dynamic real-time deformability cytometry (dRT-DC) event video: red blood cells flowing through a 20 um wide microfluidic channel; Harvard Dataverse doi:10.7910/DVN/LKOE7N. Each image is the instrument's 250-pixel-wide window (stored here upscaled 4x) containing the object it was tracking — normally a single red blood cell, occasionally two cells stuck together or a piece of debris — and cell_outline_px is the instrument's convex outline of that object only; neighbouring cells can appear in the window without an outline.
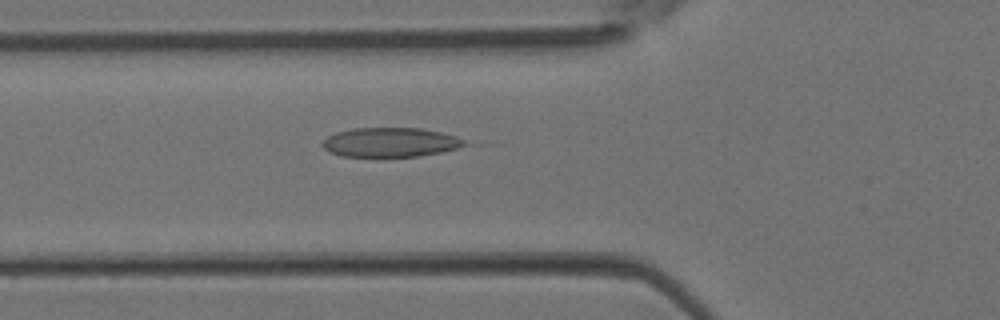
{"species": "Egyptian fruit bat (a non-hibernating species)", "species_latin": "Rousettus aegyptiacus", "temperature_condition": "room temperature", "stored_images_in_passage": 39, "camera_frame_rate_fps": 3000, "um_per_image_px": 0.085, "animal": {"sex": "female"}, "frame": {"image": 1, "passage_image": 12, "time_ms": 3.667, "image_size_px": [1000, 320], "cell_outline_px": [[464, 144], [456, 148], [440, 152], [416, 156], [380, 160], [340, 156], [328, 152], [320, 144], [328, 136], [336, 132], [352, 128], [420, 128], [440, 132], [456, 136], [464, 140]], "centroid_in_image_um": [33.06, 12.14], "position_along_channel_um": 92.7, "area_um2": 25.14}}
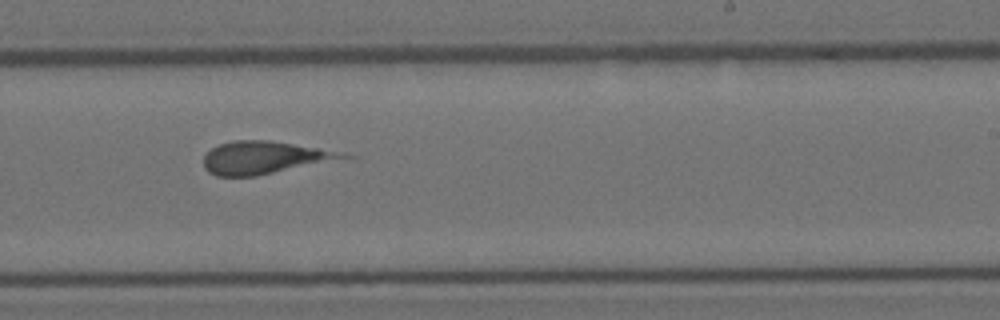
{"frame": {"image": 2, "passage_image": 23, "time_ms": 7.333, "image_size_px": [1000, 320], "cell_outline_px": [[356, 156], [256, 176], [216, 176], [208, 172], [204, 168], [204, 156], [212, 148], [220, 144], [232, 140], [268, 140], [320, 148], [344, 152]], "centroid_in_image_um": [22.46, 13.39], "position_along_channel_um": 266.5, "area_um2": 26.36}}
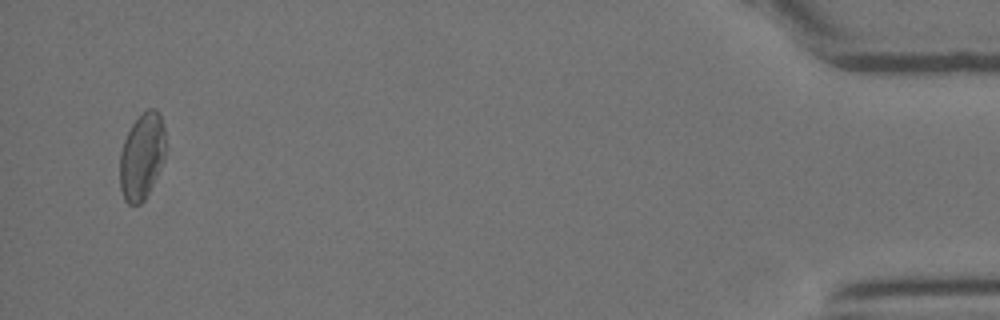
{"frame": {"image": 3, "passage_image": 38, "time_ms": 12.333, "image_size_px": [1000, 320], "cell_outline_px": [[164, 160], [144, 200], [140, 204], [128, 204], [124, 200], [120, 188], [120, 152], [124, 140], [132, 124], [148, 108], [156, 108], [160, 112], [164, 124]], "centroid_in_image_um": [12.05, 13.27], "position_along_channel_um": 423.1, "area_um2": 22.89}}